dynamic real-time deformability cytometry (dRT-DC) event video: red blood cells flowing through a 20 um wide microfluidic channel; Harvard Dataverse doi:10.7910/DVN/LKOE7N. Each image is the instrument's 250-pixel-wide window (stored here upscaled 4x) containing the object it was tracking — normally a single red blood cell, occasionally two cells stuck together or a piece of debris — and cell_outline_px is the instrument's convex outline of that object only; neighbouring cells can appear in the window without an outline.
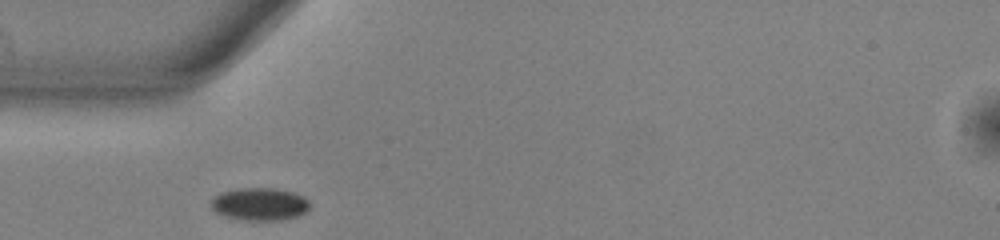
{"species": "common noctule bat (a hibernating species)", "species_latin": "Nyctalus noctula", "temperature_condition": "warm", "stored_images_in_passage": 35, "camera_frame_rate_fps": 3000, "um_per_image_px": 0.085, "animal": {"sex": "male", "body_mass_g": 13.0, "forearm_length_mm": 53.1}, "frame": {"image": 1, "passage_image": 1, "time_ms": 0.0, "image_size_px": [1000, 240], "cell_outline_px": [[312, 204], [304, 212], [296, 216], [280, 220], [240, 220], [224, 216], [216, 212], [212, 208], [212, 196], [220, 192], [240, 188], [276, 188], [296, 192], [304, 196]], "centroid_in_image_um": [22.08, 17.33], "position_along_channel_um": 62.9, "area_um2": 19.02}}
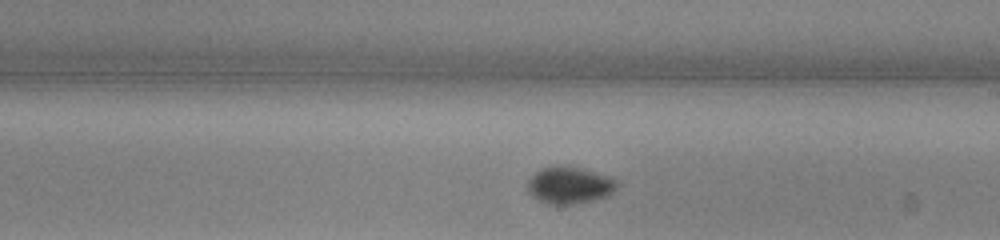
{"frame": {"image": 2, "passage_image": 15, "time_ms": 4.667, "image_size_px": [1000, 240], "cell_outline_px": [[620, 184], [608, 196], [592, 200], [572, 204], [548, 204], [536, 200], [528, 192], [528, 180], [536, 172], [544, 168], [556, 164], [564, 164], [612, 176], [620, 180]], "centroid_in_image_um": [48.44, 15.72], "position_along_channel_um": 240.6, "area_um2": 19.65}}
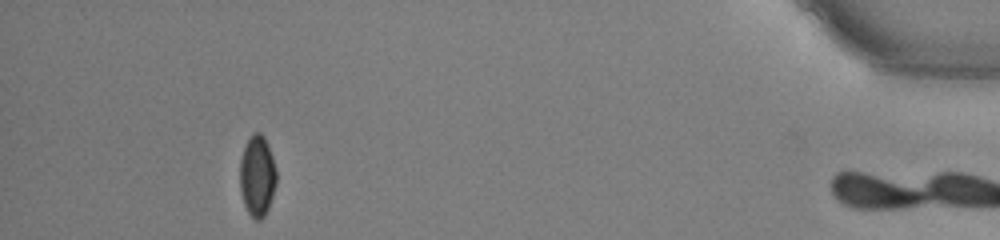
{"frame": {"image": 3, "passage_image": 34, "time_ms": 11.0, "image_size_px": [1000, 240], "cell_outline_px": [[276, 184], [268, 208], [264, 216], [260, 220], [256, 220], [248, 212], [244, 204], [240, 192], [240, 160], [244, 148], [252, 132], [260, 132], [264, 136], [268, 144], [276, 168]], "centroid_in_image_um": [21.86, 14.94], "position_along_channel_um": 413.3, "area_um2": 17.22}, "authors_computed_cell_mechanics": {"area_um2": 18.6694, "velocity_mm_per_s": 3.8309, "shape_relaxation_time_tau1_ms": 3.7009, "shape_relaxation_time_tau2_ms": 5.4827, "deformation_change_tau1": 0.0896, "deformation_change_tau2": 0.046}}